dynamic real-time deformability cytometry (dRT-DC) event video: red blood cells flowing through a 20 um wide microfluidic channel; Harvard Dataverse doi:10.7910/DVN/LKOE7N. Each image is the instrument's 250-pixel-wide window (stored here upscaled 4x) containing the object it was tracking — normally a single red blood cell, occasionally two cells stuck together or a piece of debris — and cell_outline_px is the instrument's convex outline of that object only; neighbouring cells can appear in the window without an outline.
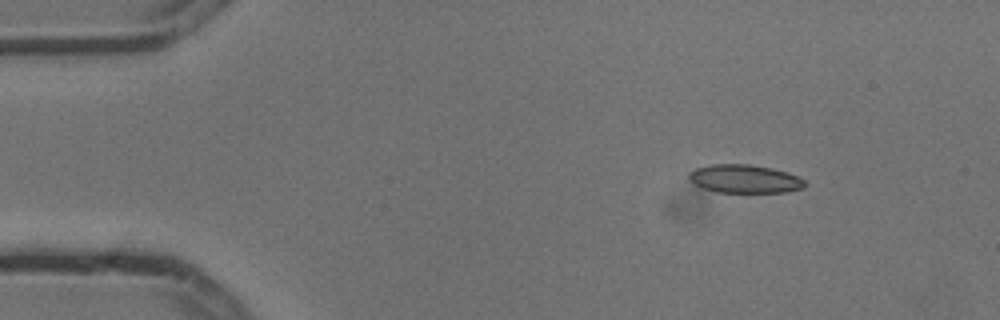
{"species": "common noctule bat (a hibernating species)", "species_latin": "Nyctalus noctula", "temperature_condition": "cold", "stored_images_in_passage": 4, "camera_frame_rate_fps": 3000, "um_per_image_px": 0.085, "animal": {"sex": "male", "body_mass_g": 13.3}, "frame": {"image": 1, "passage_image": 2, "time_ms": 0.333, "image_size_px": [1000, 320], "cell_outline_px": [[808, 184], [804, 188], [788, 192], [716, 192], [704, 188], [696, 184], [688, 176], [688, 172], [696, 168], [712, 164], [748, 164], [772, 168], [788, 172], [804, 180]], "centroid_in_image_um": [63.34, 15.2], "position_along_channel_um": 21.7, "area_um2": 19.13}}